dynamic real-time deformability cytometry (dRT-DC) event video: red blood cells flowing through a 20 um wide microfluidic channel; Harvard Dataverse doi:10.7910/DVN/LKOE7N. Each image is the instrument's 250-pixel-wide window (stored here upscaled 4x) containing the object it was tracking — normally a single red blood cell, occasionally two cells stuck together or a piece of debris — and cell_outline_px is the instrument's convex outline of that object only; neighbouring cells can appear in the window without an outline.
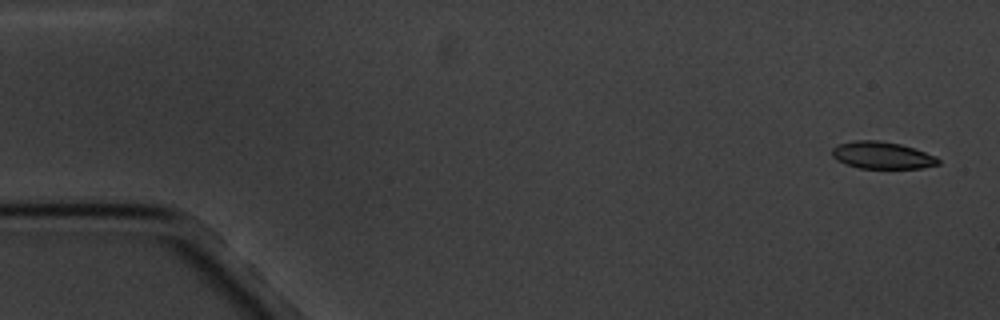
{"species": "common noctule bat (a hibernating species)", "species_latin": "Nyctalus noctula", "temperature_condition": "cold", "stored_images_in_passage": 3, "camera_frame_rate_fps": 3000, "um_per_image_px": 0.085, "animal": {"sex": "male", "body_mass_g": 20.1, "forearm_length_mm": 53.5}, "frame": {"image": 1, "passage_image": 1, "time_ms": 0.0, "image_size_px": [1000, 320], "cell_outline_px": [[940, 164], [920, 168], [860, 168], [836, 160], [832, 156], [832, 148], [840, 144], [852, 140], [880, 140], [900, 144], [936, 156], [940, 160]], "centroid_in_image_um": [74.97, 13.19], "position_along_channel_um": 10.0, "area_um2": 16.65}}